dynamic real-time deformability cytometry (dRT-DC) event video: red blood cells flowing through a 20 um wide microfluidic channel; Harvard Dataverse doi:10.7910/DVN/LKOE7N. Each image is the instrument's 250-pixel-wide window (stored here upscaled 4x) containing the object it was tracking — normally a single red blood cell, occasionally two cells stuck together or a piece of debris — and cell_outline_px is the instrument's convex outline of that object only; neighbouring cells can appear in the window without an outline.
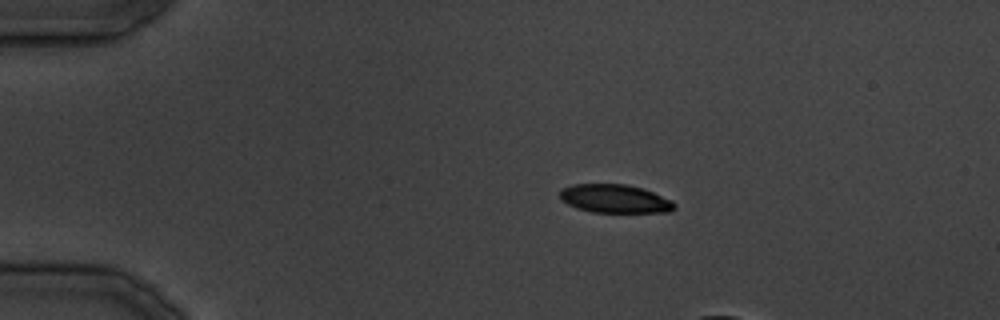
{"species": "common noctule bat (a hibernating species)", "species_latin": "Nyctalus noctula", "temperature_condition": "cold", "stored_images_in_passage": 25, "camera_frame_rate_fps": 3000, "um_per_image_px": 0.085, "animal": {"sex": "male", "body_mass_g": 19.5, "forearm_length_mm": 54.6}, "frame": {"image": 1, "passage_image": 1, "time_ms": 0.0, "image_size_px": [1000, 320], "cell_outline_px": [[676, 208], [668, 212], [592, 212], [576, 208], [560, 200], [560, 188], [572, 184], [624, 184], [640, 188], [652, 192], [672, 200], [676, 204]], "centroid_in_image_um": [52.23, 16.89], "position_along_channel_um": 32.8, "area_um2": 19.02}}
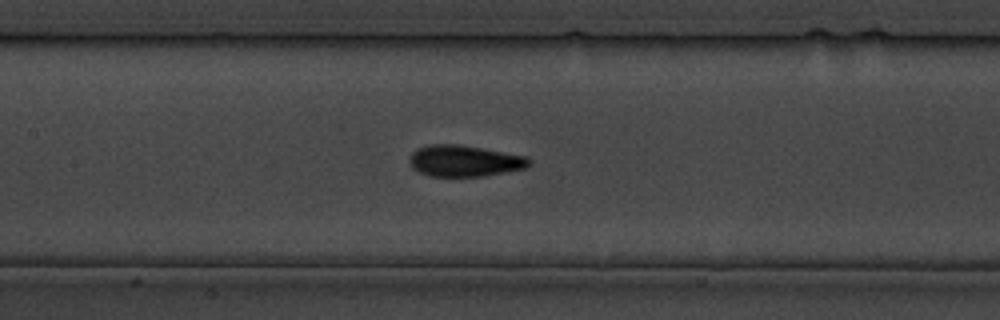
{"frame": {"image": 2, "passage_image": 11, "time_ms": 12.333, "image_size_px": [1000, 320], "cell_outline_px": [[532, 164], [524, 168], [484, 176], [428, 176], [412, 168], [408, 160], [412, 152], [416, 148], [432, 144], [456, 144], [528, 156], [532, 160]], "centroid_in_image_um": [39.47, 13.67], "position_along_channel_um": 167.9, "area_um2": 21.85}}
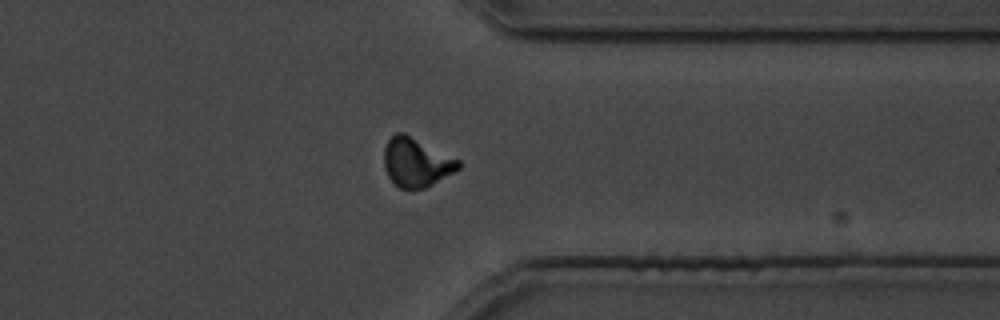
{"frame": {"image": 3, "passage_image": 22, "time_ms": 26.0, "image_size_px": [1000, 320], "cell_outline_px": [[460, 168], [432, 184], [424, 188], [400, 188], [388, 176], [384, 168], [384, 148], [388, 140], [396, 132], [404, 132], [460, 160]], "centroid_in_image_um": [35.37, 13.77], "position_along_channel_um": 376.0, "area_um2": 20.98}}